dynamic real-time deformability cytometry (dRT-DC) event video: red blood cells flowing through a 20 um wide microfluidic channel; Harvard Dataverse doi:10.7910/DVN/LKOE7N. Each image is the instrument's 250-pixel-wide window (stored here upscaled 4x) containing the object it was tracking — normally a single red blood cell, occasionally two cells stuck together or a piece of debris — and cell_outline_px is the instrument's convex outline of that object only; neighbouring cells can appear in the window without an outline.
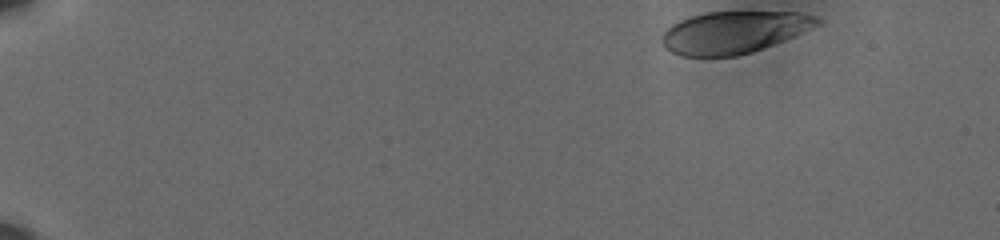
{"species": "human", "species_latin": "Homo sapiens", "temperature_condition": "cold", "stored_images_in_passage": 46, "camera_frame_rate_fps": 3000, "um_per_image_px": 0.085, "donor": {"sex": "male"}, "frame": {"image": 1, "passage_image": 1, "time_ms": 0.0, "image_size_px": [1000, 240], "cell_outline_px": [[820, 24], [792, 36], [752, 52], [736, 56], [680, 56], [672, 52], [660, 40], [660, 36], [672, 24], [680, 20], [692, 16], [708, 12], [796, 12], [816, 16], [820, 20]], "centroid_in_image_um": [62.34, 2.74], "position_along_channel_um": 22.7, "area_um2": 37.57}}
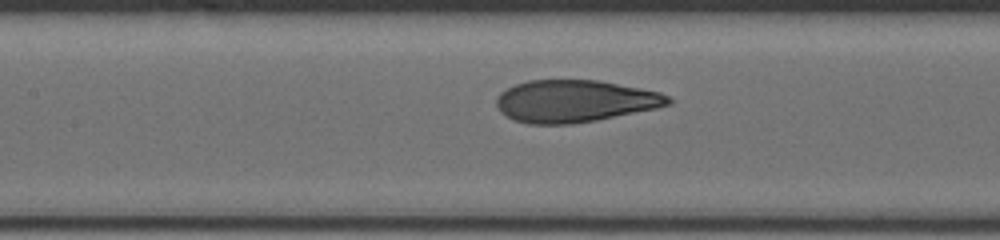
{"frame": {"image": 2, "passage_image": 24, "time_ms": 7.667, "image_size_px": [1000, 240], "cell_outline_px": [[672, 104], [656, 108], [596, 120], [572, 124], [528, 124], [512, 120], [500, 112], [496, 104], [496, 96], [500, 92], [516, 84], [528, 80], [600, 80], [660, 92], [668, 96], [672, 100]], "centroid_in_image_um": [48.83, 8.6], "position_along_channel_um": 158.6, "area_um2": 42.37}}
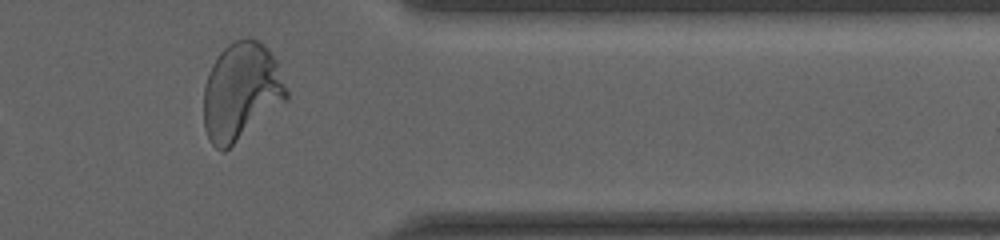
{"frame": {"image": 3, "passage_image": 44, "time_ms": 14.333, "image_size_px": [1000, 240], "cell_outline_px": [[288, 96], [284, 100], [224, 152], [220, 152], [208, 140], [204, 128], [204, 84], [208, 72], [212, 64], [220, 52], [228, 44], [236, 40], [248, 36], [264, 44], [268, 48], [276, 60], [288, 92]], "centroid_in_image_um": [20.45, 7.75], "position_along_channel_um": 390.9, "area_um2": 46.64}, "authors_computed_cell_mechanics": {"area_um2": 42.6853, "velocity_mm_per_s": 3.6072, "shape_relaxation_time_tau1_ms": 4.6758, "shape_relaxation_time_tau2_ms": null, "deformation_change_tau1": 0.2146, "deformation_change_tau2": null}}